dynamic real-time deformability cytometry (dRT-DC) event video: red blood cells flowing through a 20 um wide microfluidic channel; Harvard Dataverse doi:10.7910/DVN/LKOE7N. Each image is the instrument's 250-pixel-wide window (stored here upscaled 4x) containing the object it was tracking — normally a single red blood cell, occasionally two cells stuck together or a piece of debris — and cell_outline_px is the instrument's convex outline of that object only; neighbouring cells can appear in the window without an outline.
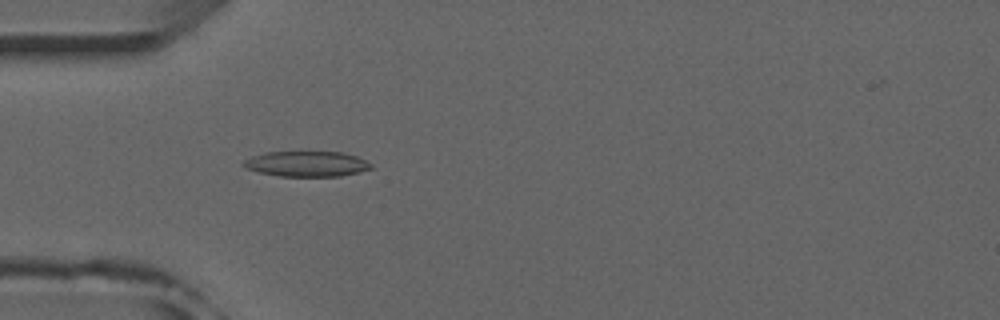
{"species": "common noctule bat (a hibernating species)", "species_latin": "Nyctalus noctula", "temperature_condition": "room temperature", "stored_images_in_passage": 51, "camera_frame_rate_fps": 3000, "um_per_image_px": 0.085, "animal": {"sex": "male", "forearm_length_mm": 52.5}, "frame": {"image": 1, "passage_image": 15, "time_ms": 4.667, "image_size_px": [1000, 320], "cell_outline_px": [[372, 168], [340, 176], [280, 176], [260, 172], [244, 168], [240, 164], [244, 160], [252, 156], [264, 152], [344, 152], [356, 156], [372, 164]], "centroid_in_image_um": [26.02, 13.92], "position_along_channel_um": 59.0, "area_um2": 18.79}}
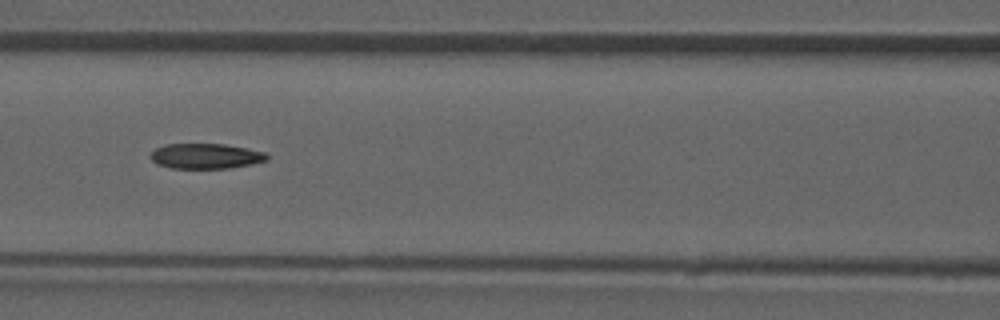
{"frame": {"image": 2, "passage_image": 22, "time_ms": 7.0, "image_size_px": [1000, 320], "cell_outline_px": [[268, 160], [228, 168], [172, 168], [156, 164], [148, 156], [156, 148], [164, 144], [224, 144], [248, 148], [264, 152], [268, 156]], "centroid_in_image_um": [17.45, 13.26], "position_along_channel_um": 149.2, "area_um2": 17.05}}
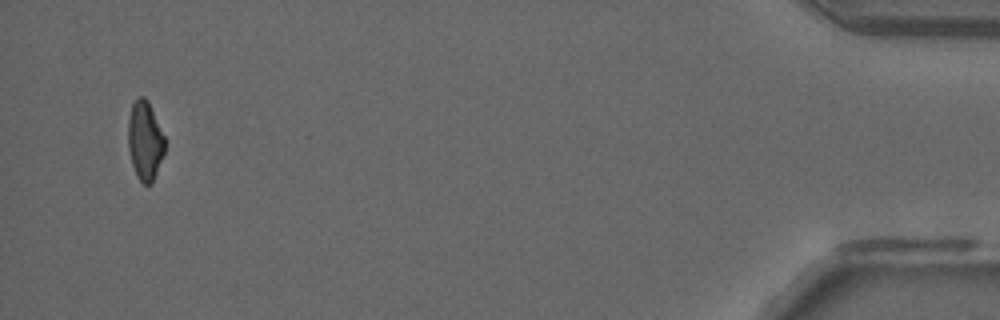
{"frame": {"image": 3, "passage_image": 49, "time_ms": 16.0, "image_size_px": [1000, 320], "cell_outline_px": [[164, 152], [152, 184], [144, 184], [136, 176], [132, 164], [128, 148], [128, 120], [132, 104], [140, 96], [144, 96], [148, 100], [164, 136]], "centroid_in_image_um": [12.31, 11.96], "position_along_channel_um": 422.9, "area_um2": 16.76}, "authors_computed_cell_mechanics": {"area_um2": 17.9758, "velocity_mm_per_s": 3.9874, "shape_relaxation_time_tau1_ms": null, "shape_relaxation_time_tau2_ms": 6.7631, "deformation_change_tau1": null, "deformation_change_tau2": 0.1498}}